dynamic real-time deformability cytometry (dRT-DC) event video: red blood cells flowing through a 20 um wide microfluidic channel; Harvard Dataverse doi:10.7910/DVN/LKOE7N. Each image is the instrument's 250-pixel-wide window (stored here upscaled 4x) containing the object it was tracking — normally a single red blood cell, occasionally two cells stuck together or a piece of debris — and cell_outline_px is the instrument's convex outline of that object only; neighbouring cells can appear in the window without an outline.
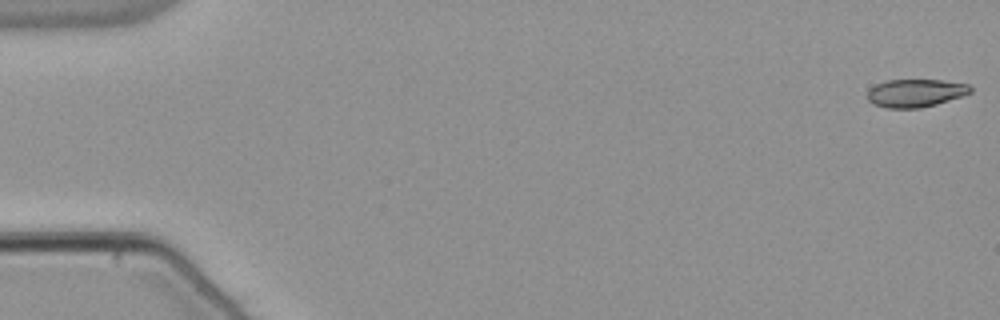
{"species": "common noctule bat (a hibernating species)", "species_latin": "Nyctalus noctula", "temperature_condition": "warm", "stored_images_in_passage": 54, "camera_frame_rate_fps": 3000, "um_per_image_px": 0.085, "animal": {"sex": "male", "body_mass_g": 21.5, "forearm_length_mm": 52.0}, "frame": {"image": 1, "passage_image": 1, "time_ms": 0.0, "image_size_px": [1000, 320], "cell_outline_px": [[972, 92], [964, 96], [936, 104], [920, 108], [888, 108], [872, 104], [868, 100], [868, 92], [876, 84], [888, 80], [940, 80], [968, 84], [972, 88]], "centroid_in_image_um": [77.84, 7.91], "position_along_channel_um": 7.2, "area_um2": 16.76}}
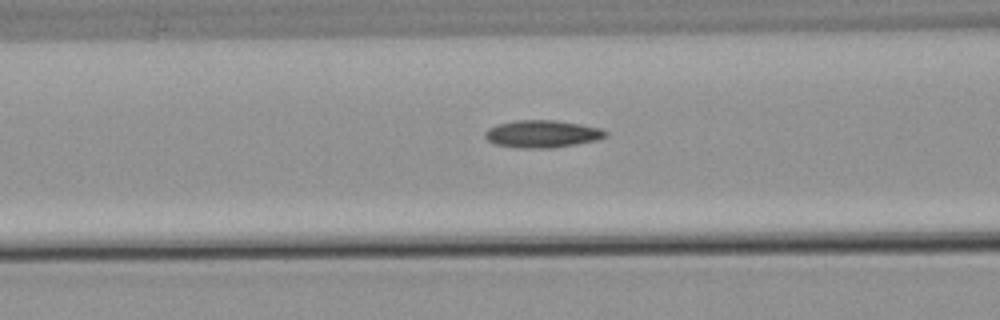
{"frame": {"image": 2, "passage_image": 22, "time_ms": 7.0, "image_size_px": [1000, 320], "cell_outline_px": [[608, 136], [596, 140], [552, 148], [516, 148], [492, 144], [484, 136], [484, 132], [488, 128], [496, 124], [516, 120], [556, 120], [580, 124], [600, 128], [608, 132]], "centroid_in_image_um": [46.04, 11.38], "position_along_channel_um": 120.6, "area_um2": 19.42}}
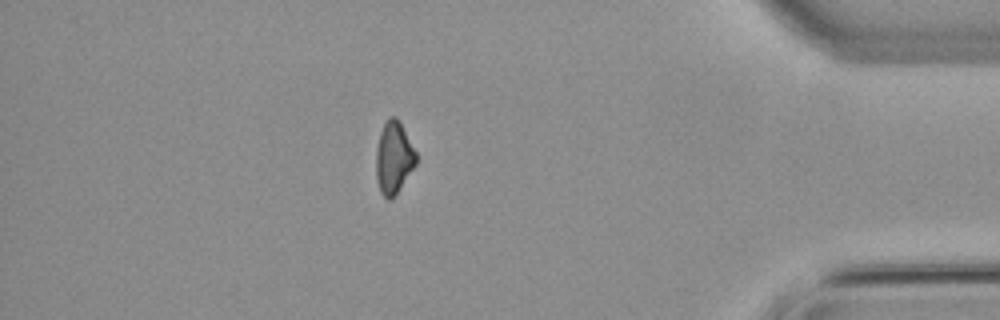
{"frame": {"image": 3, "passage_image": 47, "time_ms": 15.333, "image_size_px": [1000, 320], "cell_outline_px": [[416, 164], [400, 188], [388, 200], [380, 192], [376, 180], [376, 148], [380, 132], [388, 116], [396, 116], [400, 120], [416, 152]], "centroid_in_image_um": [33.46, 13.36], "position_along_channel_um": 401.7, "area_um2": 16.82}}